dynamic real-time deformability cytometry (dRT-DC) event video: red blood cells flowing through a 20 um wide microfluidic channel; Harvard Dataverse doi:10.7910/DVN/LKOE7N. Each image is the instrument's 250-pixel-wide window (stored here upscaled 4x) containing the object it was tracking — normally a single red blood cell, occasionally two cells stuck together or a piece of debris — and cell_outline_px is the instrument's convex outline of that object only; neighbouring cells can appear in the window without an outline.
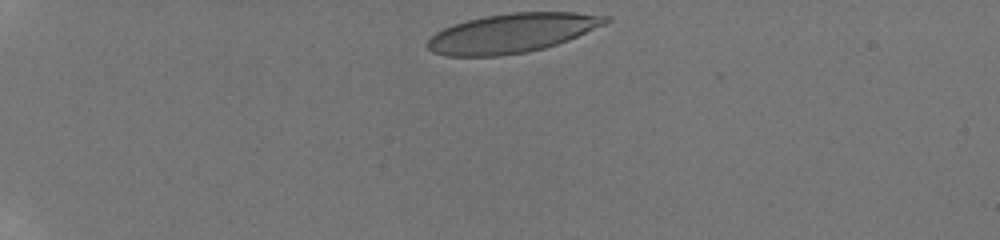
{"species": "human", "species_latin": "Homo sapiens", "temperature_condition": "room temperature", "stored_images_in_passage": 28, "camera_frame_rate_fps": 3000, "um_per_image_px": 0.085, "donor": {"sex": "male"}, "frame": {"image": 1, "passage_image": 1, "time_ms": 0.0, "image_size_px": [1000, 240], "cell_outline_px": [[612, 20], [604, 24], [568, 40], [544, 48], [524, 52], [500, 56], [448, 56], [432, 52], [428, 48], [428, 40], [436, 32], [452, 24], [468, 20], [488, 16], [512, 12], [576, 12], [608, 16]], "centroid_in_image_um": [43.52, 2.81], "position_along_channel_um": 41.5, "area_um2": 40.34}}
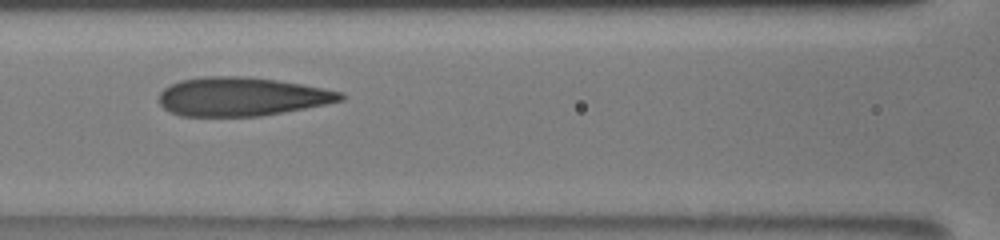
{"frame": {"image": 2, "passage_image": 9, "time_ms": 4.667, "image_size_px": [1000, 240], "cell_outline_px": [[344, 100], [284, 112], [260, 116], [180, 116], [164, 108], [160, 104], [160, 92], [164, 88], [180, 80], [204, 76], [244, 76], [276, 80], [324, 88], [344, 92]], "centroid_in_image_um": [20.54, 8.21], "position_along_channel_um": 146.1, "area_um2": 40.81}}
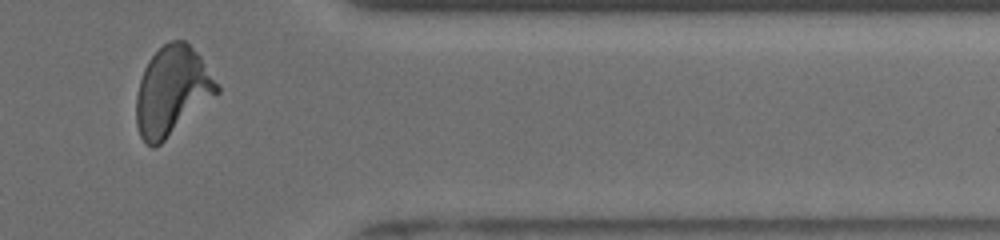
{"frame": {"image": 3, "passage_image": 25, "time_ms": 11.333, "image_size_px": [1000, 240], "cell_outline_px": [[220, 92], [160, 144], [152, 148], [140, 136], [136, 124], [136, 96], [140, 80], [144, 68], [148, 60], [168, 40], [184, 40], [200, 56], [220, 88]], "centroid_in_image_um": [14.61, 7.73], "position_along_channel_um": 396.8, "area_um2": 41.33}, "authors_computed_cell_mechanics": {"area_um2": 40.5756, "velocity_mm_per_s": 3.882, "shape_relaxation_time_tau1_ms": 8.6743, "shape_relaxation_time_tau2_ms": 0.7423, "deformation_change_tau1": 0.2533, "deformation_change_tau2": 0.0591}}